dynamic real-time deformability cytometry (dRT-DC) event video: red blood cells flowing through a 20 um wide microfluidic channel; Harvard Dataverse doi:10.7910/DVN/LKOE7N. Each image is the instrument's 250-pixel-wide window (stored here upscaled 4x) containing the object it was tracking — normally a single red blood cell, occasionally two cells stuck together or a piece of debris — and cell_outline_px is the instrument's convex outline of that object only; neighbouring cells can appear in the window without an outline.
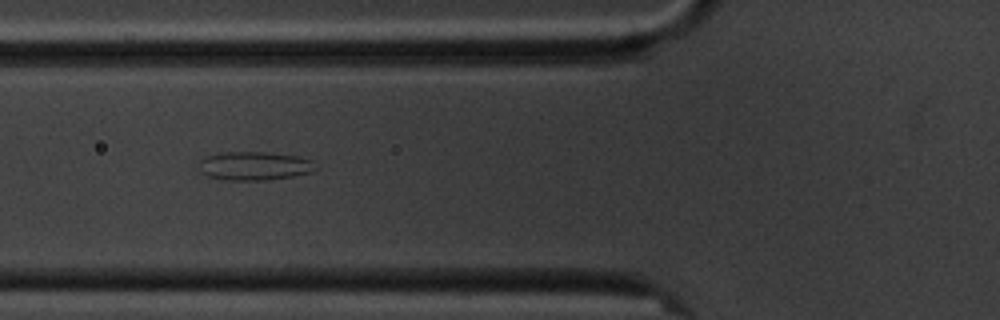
{"species": "common noctule bat (a hibernating species)", "species_latin": "Nyctalus noctula", "temperature_condition": "cold", "stored_images_in_passage": 7, "camera_frame_rate_fps": 3000, "um_per_image_px": 0.085, "animal": {"sex": "male", "body_mass_g": 20.1, "forearm_length_mm": 53.5}, "frame": {"image": 1, "passage_image": 6, "time_ms": 6.0, "image_size_px": [1000, 320], "cell_outline_px": [[320, 168], [312, 172], [292, 176], [264, 180], [228, 180], [208, 176], [204, 172], [200, 160], [204, 156], [224, 152], [268, 152], [300, 156], [312, 160], [320, 164]], "centroid_in_image_um": [21.76, 14.09], "position_along_channel_um": 104.0, "area_um2": 19.54}}